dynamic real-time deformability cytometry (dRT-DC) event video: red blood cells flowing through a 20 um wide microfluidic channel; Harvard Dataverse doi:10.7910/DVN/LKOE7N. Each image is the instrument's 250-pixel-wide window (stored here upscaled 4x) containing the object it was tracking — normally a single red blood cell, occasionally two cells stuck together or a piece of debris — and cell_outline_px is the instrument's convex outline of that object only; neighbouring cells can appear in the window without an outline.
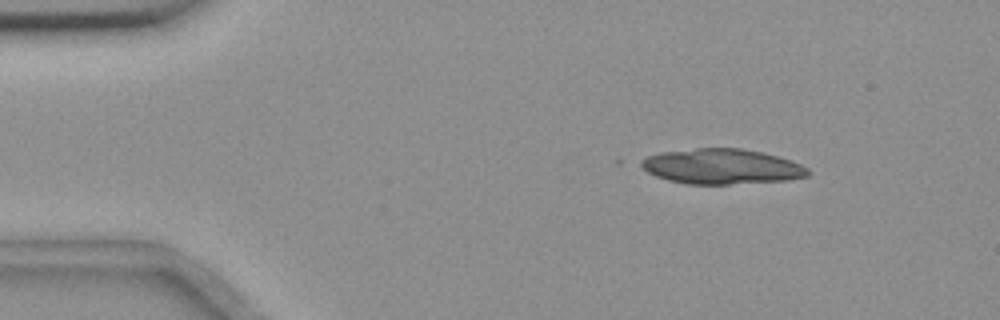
{"species": "common noctule bat (a hibernating species)", "species_latin": "Nyctalus noctula", "temperature_condition": "room temperature", "stored_images_in_passage": 21, "camera_frame_rate_fps": 3000, "um_per_image_px": 0.085, "animal": {"sex": "female", "body_mass_g": 18.4}, "frame": {"image": 1, "passage_image": 7, "time_ms": 2.0, "image_size_px": [1000, 320], "cell_outline_px": [[808, 176], [788, 180], [728, 184], [688, 184], [668, 180], [656, 176], [648, 172], [636, 164], [640, 160], [648, 156], [660, 152], [696, 148], [740, 148], [764, 152], [800, 164], [808, 168]], "centroid_in_image_um": [61.29, 14.15], "position_along_channel_um": 23.7, "area_um2": 34.22}}